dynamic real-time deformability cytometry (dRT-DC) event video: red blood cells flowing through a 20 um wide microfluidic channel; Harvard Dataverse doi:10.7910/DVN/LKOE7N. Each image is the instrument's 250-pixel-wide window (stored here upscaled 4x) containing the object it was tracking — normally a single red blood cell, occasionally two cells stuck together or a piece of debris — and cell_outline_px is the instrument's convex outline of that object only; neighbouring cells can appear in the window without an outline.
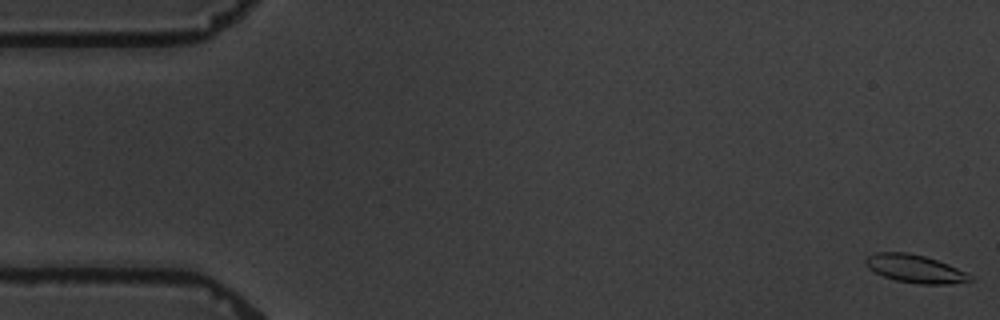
{"species": "common noctule bat (a hibernating species)", "species_latin": "Nyctalus noctula", "temperature_condition": "warm", "stored_images_in_passage": 5, "camera_frame_rate_fps": 3000, "um_per_image_px": 0.085, "animal": {"sex": "male", "body_mass_g": 19.5, "forearm_length_mm": 54.6}, "frame": {"image": 1, "passage_image": 5, "time_ms": 4.667, "image_size_px": [1000, 320], "cell_outline_px": [[972, 280], [948, 284], [920, 284], [896, 280], [884, 276], [868, 268], [864, 264], [864, 260], [868, 256], [876, 252], [908, 252], [924, 256], [948, 264], [972, 276]], "centroid_in_image_um": [77.74, 22.83], "position_along_channel_um": 7.3, "area_um2": 16.82}}